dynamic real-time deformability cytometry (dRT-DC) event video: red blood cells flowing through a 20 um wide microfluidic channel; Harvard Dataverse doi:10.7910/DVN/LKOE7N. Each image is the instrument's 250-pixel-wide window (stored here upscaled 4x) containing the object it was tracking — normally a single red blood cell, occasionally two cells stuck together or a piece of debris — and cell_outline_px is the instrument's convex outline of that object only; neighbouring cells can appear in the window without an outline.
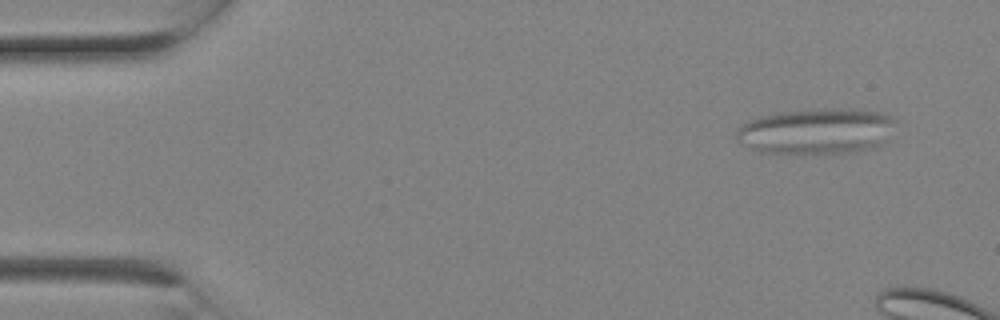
{"species": "Egyptian fruit bat (a non-hibernating species)", "species_latin": "Rousettus aegyptiacus", "temperature_condition": "room temperature", "stored_images_in_passage": 3, "camera_frame_rate_fps": 3000, "um_per_image_px": 0.085, "animal": {"sex": "female"}, "frame": {"image": 1, "passage_image": 1, "time_ms": 0.0, "image_size_px": [1000, 320], "cell_outline_px": [[896, 120], [884, 140], [876, 148], [848, 152], [804, 156], [760, 152], [736, 140], [736, 128], [740, 124], [748, 120], [760, 116], [780, 112], [828, 108], [852, 108], [880, 112], [892, 116]], "centroid_in_image_um": [69.35, 11.17], "position_along_channel_um": 15.7, "area_um2": 43.35}}